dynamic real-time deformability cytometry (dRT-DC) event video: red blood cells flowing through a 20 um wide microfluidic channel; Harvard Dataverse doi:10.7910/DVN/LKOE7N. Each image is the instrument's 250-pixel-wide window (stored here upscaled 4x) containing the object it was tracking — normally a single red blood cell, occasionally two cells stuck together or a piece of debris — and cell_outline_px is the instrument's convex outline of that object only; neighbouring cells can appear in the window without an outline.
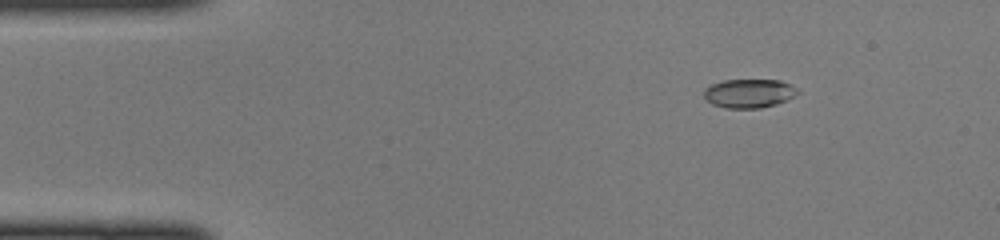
{"species": "common noctule bat (a hibernating species)", "species_latin": "Nyctalus noctula", "temperature_condition": "cold", "stored_images_in_passage": 42, "camera_frame_rate_fps": 3000, "um_per_image_px": 0.085, "animal": {"sex": "female", "body_mass_g": 22.0, "forearm_length_mm": 56.7}, "frame": {"image": 1, "passage_image": 2, "time_ms": 0.333, "image_size_px": [1000, 240], "cell_outline_px": [[800, 92], [788, 100], [776, 104], [760, 108], [724, 108], [712, 104], [704, 96], [704, 88], [712, 84], [724, 80], [780, 80], [796, 88]], "centroid_in_image_um": [63.66, 7.94], "position_along_channel_um": 21.3, "area_um2": 15.72}}
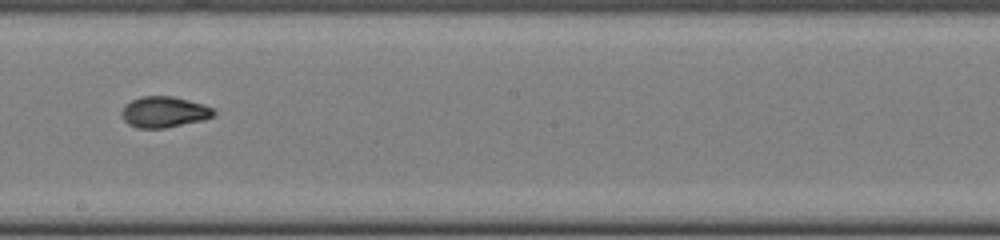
{"frame": {"image": 2, "passage_image": 22, "time_ms": 7.0, "image_size_px": [1000, 240], "cell_outline_px": [[216, 112], [212, 116], [200, 120], [164, 128], [140, 128], [128, 124], [124, 120], [124, 104], [140, 96], [172, 96], [204, 104], [212, 108]], "centroid_in_image_um": [13.94, 9.5], "position_along_channel_um": 234.3, "area_um2": 16.24}}
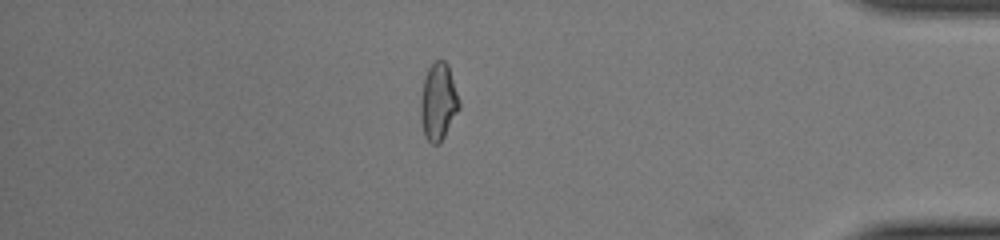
{"frame": {"image": 3, "passage_image": 36, "time_ms": 11.667, "image_size_px": [1000, 240], "cell_outline_px": [[460, 108], [440, 144], [432, 144], [424, 136], [420, 120], [420, 100], [424, 80], [428, 68], [436, 60], [444, 60], [448, 64], [460, 104]], "centroid_in_image_um": [37.24, 8.68], "position_along_channel_um": 398.0, "area_um2": 17.34}}